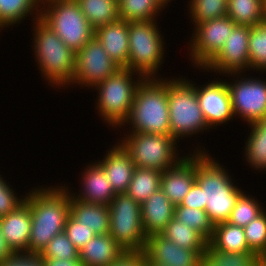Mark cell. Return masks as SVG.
<instances>
[{
  "mask_svg": "<svg viewBox=\"0 0 266 266\" xmlns=\"http://www.w3.org/2000/svg\"><path fill=\"white\" fill-rule=\"evenodd\" d=\"M25 195L31 213L28 254L39 255L53 237L64 232L70 214V190L64 184H52L34 186Z\"/></svg>",
  "mask_w": 266,
  "mask_h": 266,
  "instance_id": "cell-1",
  "label": "cell"
},
{
  "mask_svg": "<svg viewBox=\"0 0 266 266\" xmlns=\"http://www.w3.org/2000/svg\"><path fill=\"white\" fill-rule=\"evenodd\" d=\"M194 149L193 152H197L196 183L204 190L205 211L214 225L227 222L244 189L209 150L201 148L200 143Z\"/></svg>",
  "mask_w": 266,
  "mask_h": 266,
  "instance_id": "cell-2",
  "label": "cell"
},
{
  "mask_svg": "<svg viewBox=\"0 0 266 266\" xmlns=\"http://www.w3.org/2000/svg\"><path fill=\"white\" fill-rule=\"evenodd\" d=\"M32 47L40 76L51 86L62 90L73 82L76 52L40 18L32 22ZM67 86V87H66Z\"/></svg>",
  "mask_w": 266,
  "mask_h": 266,
  "instance_id": "cell-3",
  "label": "cell"
},
{
  "mask_svg": "<svg viewBox=\"0 0 266 266\" xmlns=\"http://www.w3.org/2000/svg\"><path fill=\"white\" fill-rule=\"evenodd\" d=\"M122 127L126 129L124 132L171 135L165 76L142 81L136 90L129 117L119 130Z\"/></svg>",
  "mask_w": 266,
  "mask_h": 266,
  "instance_id": "cell-4",
  "label": "cell"
},
{
  "mask_svg": "<svg viewBox=\"0 0 266 266\" xmlns=\"http://www.w3.org/2000/svg\"><path fill=\"white\" fill-rule=\"evenodd\" d=\"M144 79L129 68H120L93 88L97 93L95 108L106 127L119 129L129 117L136 90Z\"/></svg>",
  "mask_w": 266,
  "mask_h": 266,
  "instance_id": "cell-5",
  "label": "cell"
},
{
  "mask_svg": "<svg viewBox=\"0 0 266 266\" xmlns=\"http://www.w3.org/2000/svg\"><path fill=\"white\" fill-rule=\"evenodd\" d=\"M167 100L171 136L179 143L209 132L199 105L195 86L185 76L167 77ZM180 140V141H179Z\"/></svg>",
  "mask_w": 266,
  "mask_h": 266,
  "instance_id": "cell-6",
  "label": "cell"
},
{
  "mask_svg": "<svg viewBox=\"0 0 266 266\" xmlns=\"http://www.w3.org/2000/svg\"><path fill=\"white\" fill-rule=\"evenodd\" d=\"M158 23V20L129 22L128 68L145 79L162 76L159 71L167 45Z\"/></svg>",
  "mask_w": 266,
  "mask_h": 266,
  "instance_id": "cell-7",
  "label": "cell"
},
{
  "mask_svg": "<svg viewBox=\"0 0 266 266\" xmlns=\"http://www.w3.org/2000/svg\"><path fill=\"white\" fill-rule=\"evenodd\" d=\"M40 19L74 52L95 34L77 0H41Z\"/></svg>",
  "mask_w": 266,
  "mask_h": 266,
  "instance_id": "cell-8",
  "label": "cell"
},
{
  "mask_svg": "<svg viewBox=\"0 0 266 266\" xmlns=\"http://www.w3.org/2000/svg\"><path fill=\"white\" fill-rule=\"evenodd\" d=\"M122 135L124 137L118 141L129 152L136 167L165 171L187 154H179L178 142L171 135L137 132H124Z\"/></svg>",
  "mask_w": 266,
  "mask_h": 266,
  "instance_id": "cell-9",
  "label": "cell"
},
{
  "mask_svg": "<svg viewBox=\"0 0 266 266\" xmlns=\"http://www.w3.org/2000/svg\"><path fill=\"white\" fill-rule=\"evenodd\" d=\"M108 206L110 236L126 252H143L147 235L141 220V204L127 193H119Z\"/></svg>",
  "mask_w": 266,
  "mask_h": 266,
  "instance_id": "cell-10",
  "label": "cell"
},
{
  "mask_svg": "<svg viewBox=\"0 0 266 266\" xmlns=\"http://www.w3.org/2000/svg\"><path fill=\"white\" fill-rule=\"evenodd\" d=\"M242 74L246 75L228 73L223 76L229 78L226 83L235 118L249 125L266 117V80Z\"/></svg>",
  "mask_w": 266,
  "mask_h": 266,
  "instance_id": "cell-11",
  "label": "cell"
},
{
  "mask_svg": "<svg viewBox=\"0 0 266 266\" xmlns=\"http://www.w3.org/2000/svg\"><path fill=\"white\" fill-rule=\"evenodd\" d=\"M235 26V22L228 16L194 26L187 45L192 68H204L223 48Z\"/></svg>",
  "mask_w": 266,
  "mask_h": 266,
  "instance_id": "cell-12",
  "label": "cell"
},
{
  "mask_svg": "<svg viewBox=\"0 0 266 266\" xmlns=\"http://www.w3.org/2000/svg\"><path fill=\"white\" fill-rule=\"evenodd\" d=\"M121 67L106 53L101 43L94 36L76 52L73 82L69 87L80 86L92 89ZM73 85V86H72Z\"/></svg>",
  "mask_w": 266,
  "mask_h": 266,
  "instance_id": "cell-13",
  "label": "cell"
},
{
  "mask_svg": "<svg viewBox=\"0 0 266 266\" xmlns=\"http://www.w3.org/2000/svg\"><path fill=\"white\" fill-rule=\"evenodd\" d=\"M249 36L250 27L236 25L219 53L199 70L214 72L217 76L250 71Z\"/></svg>",
  "mask_w": 266,
  "mask_h": 266,
  "instance_id": "cell-14",
  "label": "cell"
},
{
  "mask_svg": "<svg viewBox=\"0 0 266 266\" xmlns=\"http://www.w3.org/2000/svg\"><path fill=\"white\" fill-rule=\"evenodd\" d=\"M217 78L214 77L212 81L208 80L207 83H202V85L196 84L191 79L189 80L196 88L200 108L211 130L223 124L226 125L229 121L232 122L235 119L226 80L223 79V75L222 79Z\"/></svg>",
  "mask_w": 266,
  "mask_h": 266,
  "instance_id": "cell-15",
  "label": "cell"
},
{
  "mask_svg": "<svg viewBox=\"0 0 266 266\" xmlns=\"http://www.w3.org/2000/svg\"><path fill=\"white\" fill-rule=\"evenodd\" d=\"M204 251L181 248L161 234L148 235L144 257L159 266H201Z\"/></svg>",
  "mask_w": 266,
  "mask_h": 266,
  "instance_id": "cell-16",
  "label": "cell"
},
{
  "mask_svg": "<svg viewBox=\"0 0 266 266\" xmlns=\"http://www.w3.org/2000/svg\"><path fill=\"white\" fill-rule=\"evenodd\" d=\"M189 152L175 166L162 171L160 189L174 205L183 201L196 182L197 152Z\"/></svg>",
  "mask_w": 266,
  "mask_h": 266,
  "instance_id": "cell-17",
  "label": "cell"
},
{
  "mask_svg": "<svg viewBox=\"0 0 266 266\" xmlns=\"http://www.w3.org/2000/svg\"><path fill=\"white\" fill-rule=\"evenodd\" d=\"M87 166L81 172L80 179V189L75 193L72 191L71 187H68V183L66 187L70 190V194L79 200L96 203V204H104L109 205L112 199L115 197V192L113 191L109 180L104 172V169L96 162L91 161L87 162Z\"/></svg>",
  "mask_w": 266,
  "mask_h": 266,
  "instance_id": "cell-18",
  "label": "cell"
},
{
  "mask_svg": "<svg viewBox=\"0 0 266 266\" xmlns=\"http://www.w3.org/2000/svg\"><path fill=\"white\" fill-rule=\"evenodd\" d=\"M115 143L108 147L103 159L96 162L104 169L115 194L126 193L136 166L121 143Z\"/></svg>",
  "mask_w": 266,
  "mask_h": 266,
  "instance_id": "cell-19",
  "label": "cell"
},
{
  "mask_svg": "<svg viewBox=\"0 0 266 266\" xmlns=\"http://www.w3.org/2000/svg\"><path fill=\"white\" fill-rule=\"evenodd\" d=\"M2 234L14 253H28L31 213L24 201L14 211L0 217Z\"/></svg>",
  "mask_w": 266,
  "mask_h": 266,
  "instance_id": "cell-20",
  "label": "cell"
},
{
  "mask_svg": "<svg viewBox=\"0 0 266 266\" xmlns=\"http://www.w3.org/2000/svg\"><path fill=\"white\" fill-rule=\"evenodd\" d=\"M129 22L118 20L95 29L94 36L110 58L121 68H128Z\"/></svg>",
  "mask_w": 266,
  "mask_h": 266,
  "instance_id": "cell-21",
  "label": "cell"
},
{
  "mask_svg": "<svg viewBox=\"0 0 266 266\" xmlns=\"http://www.w3.org/2000/svg\"><path fill=\"white\" fill-rule=\"evenodd\" d=\"M175 205L161 189L141 204V220L146 235L160 234L174 217Z\"/></svg>",
  "mask_w": 266,
  "mask_h": 266,
  "instance_id": "cell-22",
  "label": "cell"
},
{
  "mask_svg": "<svg viewBox=\"0 0 266 266\" xmlns=\"http://www.w3.org/2000/svg\"><path fill=\"white\" fill-rule=\"evenodd\" d=\"M124 251L110 234L94 235L89 242L79 250V258L84 266H110L117 262Z\"/></svg>",
  "mask_w": 266,
  "mask_h": 266,
  "instance_id": "cell-23",
  "label": "cell"
},
{
  "mask_svg": "<svg viewBox=\"0 0 266 266\" xmlns=\"http://www.w3.org/2000/svg\"><path fill=\"white\" fill-rule=\"evenodd\" d=\"M70 215L79 224L92 229L95 235L109 234L110 214L107 205L85 202L70 194Z\"/></svg>",
  "mask_w": 266,
  "mask_h": 266,
  "instance_id": "cell-24",
  "label": "cell"
},
{
  "mask_svg": "<svg viewBox=\"0 0 266 266\" xmlns=\"http://www.w3.org/2000/svg\"><path fill=\"white\" fill-rule=\"evenodd\" d=\"M248 126L249 135L245 140L243 157L248 166L255 170L266 172V117ZM250 127V128H249Z\"/></svg>",
  "mask_w": 266,
  "mask_h": 266,
  "instance_id": "cell-25",
  "label": "cell"
},
{
  "mask_svg": "<svg viewBox=\"0 0 266 266\" xmlns=\"http://www.w3.org/2000/svg\"><path fill=\"white\" fill-rule=\"evenodd\" d=\"M40 10L41 0H0V32L21 25L30 16L28 19L34 22L40 18Z\"/></svg>",
  "mask_w": 266,
  "mask_h": 266,
  "instance_id": "cell-26",
  "label": "cell"
},
{
  "mask_svg": "<svg viewBox=\"0 0 266 266\" xmlns=\"http://www.w3.org/2000/svg\"><path fill=\"white\" fill-rule=\"evenodd\" d=\"M209 243L217 250L233 253L252 252L247 244L244 229L229 222L215 225Z\"/></svg>",
  "mask_w": 266,
  "mask_h": 266,
  "instance_id": "cell-27",
  "label": "cell"
},
{
  "mask_svg": "<svg viewBox=\"0 0 266 266\" xmlns=\"http://www.w3.org/2000/svg\"><path fill=\"white\" fill-rule=\"evenodd\" d=\"M175 245L193 251H205L208 241L196 230L173 217L160 233Z\"/></svg>",
  "mask_w": 266,
  "mask_h": 266,
  "instance_id": "cell-28",
  "label": "cell"
},
{
  "mask_svg": "<svg viewBox=\"0 0 266 266\" xmlns=\"http://www.w3.org/2000/svg\"><path fill=\"white\" fill-rule=\"evenodd\" d=\"M85 18L96 29L120 20L118 0H77Z\"/></svg>",
  "mask_w": 266,
  "mask_h": 266,
  "instance_id": "cell-29",
  "label": "cell"
},
{
  "mask_svg": "<svg viewBox=\"0 0 266 266\" xmlns=\"http://www.w3.org/2000/svg\"><path fill=\"white\" fill-rule=\"evenodd\" d=\"M162 171L135 167L127 194L142 204L160 189Z\"/></svg>",
  "mask_w": 266,
  "mask_h": 266,
  "instance_id": "cell-30",
  "label": "cell"
},
{
  "mask_svg": "<svg viewBox=\"0 0 266 266\" xmlns=\"http://www.w3.org/2000/svg\"><path fill=\"white\" fill-rule=\"evenodd\" d=\"M118 6L120 20L127 22L158 20L165 9L158 0H119Z\"/></svg>",
  "mask_w": 266,
  "mask_h": 266,
  "instance_id": "cell-31",
  "label": "cell"
},
{
  "mask_svg": "<svg viewBox=\"0 0 266 266\" xmlns=\"http://www.w3.org/2000/svg\"><path fill=\"white\" fill-rule=\"evenodd\" d=\"M264 0H228L227 16L236 25L255 27L263 22Z\"/></svg>",
  "mask_w": 266,
  "mask_h": 266,
  "instance_id": "cell-32",
  "label": "cell"
},
{
  "mask_svg": "<svg viewBox=\"0 0 266 266\" xmlns=\"http://www.w3.org/2000/svg\"><path fill=\"white\" fill-rule=\"evenodd\" d=\"M257 264L258 256L253 252L219 251L209 242L201 258V266H256Z\"/></svg>",
  "mask_w": 266,
  "mask_h": 266,
  "instance_id": "cell-33",
  "label": "cell"
},
{
  "mask_svg": "<svg viewBox=\"0 0 266 266\" xmlns=\"http://www.w3.org/2000/svg\"><path fill=\"white\" fill-rule=\"evenodd\" d=\"M186 3H189L187 13L193 26L227 16L228 0H189Z\"/></svg>",
  "mask_w": 266,
  "mask_h": 266,
  "instance_id": "cell-34",
  "label": "cell"
},
{
  "mask_svg": "<svg viewBox=\"0 0 266 266\" xmlns=\"http://www.w3.org/2000/svg\"><path fill=\"white\" fill-rule=\"evenodd\" d=\"M174 217L179 222L189 225L190 228L199 232L208 242L212 238L215 225L205 210L188 208L178 204L174 207Z\"/></svg>",
  "mask_w": 266,
  "mask_h": 266,
  "instance_id": "cell-35",
  "label": "cell"
},
{
  "mask_svg": "<svg viewBox=\"0 0 266 266\" xmlns=\"http://www.w3.org/2000/svg\"><path fill=\"white\" fill-rule=\"evenodd\" d=\"M246 193L247 191H244L239 196L235 207L232 209L230 218L227 221L232 225L244 227L265 210L263 202L257 200L256 196L254 198Z\"/></svg>",
  "mask_w": 266,
  "mask_h": 266,
  "instance_id": "cell-36",
  "label": "cell"
},
{
  "mask_svg": "<svg viewBox=\"0 0 266 266\" xmlns=\"http://www.w3.org/2000/svg\"><path fill=\"white\" fill-rule=\"evenodd\" d=\"M250 71L266 73V25L260 23L250 27L249 36Z\"/></svg>",
  "mask_w": 266,
  "mask_h": 266,
  "instance_id": "cell-37",
  "label": "cell"
},
{
  "mask_svg": "<svg viewBox=\"0 0 266 266\" xmlns=\"http://www.w3.org/2000/svg\"><path fill=\"white\" fill-rule=\"evenodd\" d=\"M243 229L249 249L257 256L266 252V210Z\"/></svg>",
  "mask_w": 266,
  "mask_h": 266,
  "instance_id": "cell-38",
  "label": "cell"
},
{
  "mask_svg": "<svg viewBox=\"0 0 266 266\" xmlns=\"http://www.w3.org/2000/svg\"><path fill=\"white\" fill-rule=\"evenodd\" d=\"M39 255L42 258H56L62 260L80 259L79 251L68 239L65 232L53 237Z\"/></svg>",
  "mask_w": 266,
  "mask_h": 266,
  "instance_id": "cell-39",
  "label": "cell"
},
{
  "mask_svg": "<svg viewBox=\"0 0 266 266\" xmlns=\"http://www.w3.org/2000/svg\"><path fill=\"white\" fill-rule=\"evenodd\" d=\"M64 232L78 251L95 235L92 229L79 224L70 214L67 217Z\"/></svg>",
  "mask_w": 266,
  "mask_h": 266,
  "instance_id": "cell-40",
  "label": "cell"
},
{
  "mask_svg": "<svg viewBox=\"0 0 266 266\" xmlns=\"http://www.w3.org/2000/svg\"><path fill=\"white\" fill-rule=\"evenodd\" d=\"M0 174V217L14 211L19 205L24 202L25 196L23 194L18 196L17 192Z\"/></svg>",
  "mask_w": 266,
  "mask_h": 266,
  "instance_id": "cell-41",
  "label": "cell"
},
{
  "mask_svg": "<svg viewBox=\"0 0 266 266\" xmlns=\"http://www.w3.org/2000/svg\"><path fill=\"white\" fill-rule=\"evenodd\" d=\"M0 266H44L42 257L37 254L15 253L2 261Z\"/></svg>",
  "mask_w": 266,
  "mask_h": 266,
  "instance_id": "cell-42",
  "label": "cell"
},
{
  "mask_svg": "<svg viewBox=\"0 0 266 266\" xmlns=\"http://www.w3.org/2000/svg\"><path fill=\"white\" fill-rule=\"evenodd\" d=\"M180 204L188 208L205 210L204 190L195 182Z\"/></svg>",
  "mask_w": 266,
  "mask_h": 266,
  "instance_id": "cell-43",
  "label": "cell"
},
{
  "mask_svg": "<svg viewBox=\"0 0 266 266\" xmlns=\"http://www.w3.org/2000/svg\"><path fill=\"white\" fill-rule=\"evenodd\" d=\"M110 266H144V254L143 252H126Z\"/></svg>",
  "mask_w": 266,
  "mask_h": 266,
  "instance_id": "cell-44",
  "label": "cell"
},
{
  "mask_svg": "<svg viewBox=\"0 0 266 266\" xmlns=\"http://www.w3.org/2000/svg\"><path fill=\"white\" fill-rule=\"evenodd\" d=\"M44 266H84L80 259L42 258Z\"/></svg>",
  "mask_w": 266,
  "mask_h": 266,
  "instance_id": "cell-45",
  "label": "cell"
},
{
  "mask_svg": "<svg viewBox=\"0 0 266 266\" xmlns=\"http://www.w3.org/2000/svg\"><path fill=\"white\" fill-rule=\"evenodd\" d=\"M14 254L15 253L10 248V246L7 244V241L5 240L2 234V229H1V224H0V263L12 257Z\"/></svg>",
  "mask_w": 266,
  "mask_h": 266,
  "instance_id": "cell-46",
  "label": "cell"
},
{
  "mask_svg": "<svg viewBox=\"0 0 266 266\" xmlns=\"http://www.w3.org/2000/svg\"><path fill=\"white\" fill-rule=\"evenodd\" d=\"M258 265L266 266V252H263L258 256Z\"/></svg>",
  "mask_w": 266,
  "mask_h": 266,
  "instance_id": "cell-47",
  "label": "cell"
},
{
  "mask_svg": "<svg viewBox=\"0 0 266 266\" xmlns=\"http://www.w3.org/2000/svg\"><path fill=\"white\" fill-rule=\"evenodd\" d=\"M159 2H160V4L166 9H168L169 8V6L168 5H170V4H168V3H170L171 1H174V0H158ZM168 6V7H167Z\"/></svg>",
  "mask_w": 266,
  "mask_h": 266,
  "instance_id": "cell-48",
  "label": "cell"
},
{
  "mask_svg": "<svg viewBox=\"0 0 266 266\" xmlns=\"http://www.w3.org/2000/svg\"><path fill=\"white\" fill-rule=\"evenodd\" d=\"M266 25V0H264L263 22Z\"/></svg>",
  "mask_w": 266,
  "mask_h": 266,
  "instance_id": "cell-49",
  "label": "cell"
},
{
  "mask_svg": "<svg viewBox=\"0 0 266 266\" xmlns=\"http://www.w3.org/2000/svg\"><path fill=\"white\" fill-rule=\"evenodd\" d=\"M144 266H159L155 263L149 262L145 257H144Z\"/></svg>",
  "mask_w": 266,
  "mask_h": 266,
  "instance_id": "cell-50",
  "label": "cell"
}]
</instances>
